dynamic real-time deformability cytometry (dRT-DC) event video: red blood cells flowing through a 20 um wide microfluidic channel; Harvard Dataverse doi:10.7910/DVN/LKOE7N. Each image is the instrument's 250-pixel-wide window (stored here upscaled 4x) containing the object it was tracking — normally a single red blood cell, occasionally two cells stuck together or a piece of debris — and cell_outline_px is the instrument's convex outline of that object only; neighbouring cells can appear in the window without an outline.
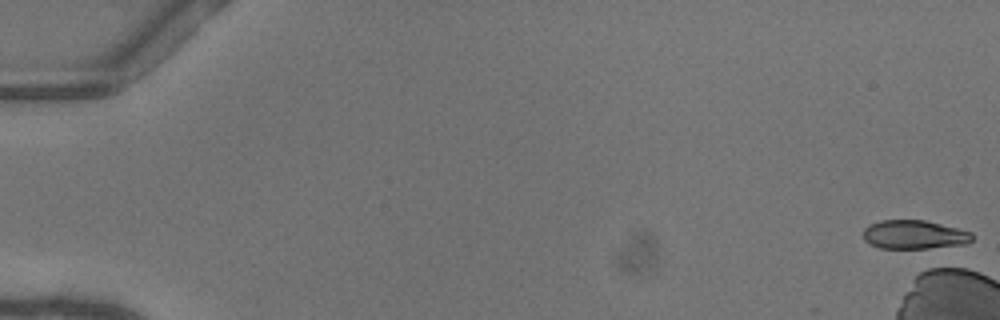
{"species": "common noctule bat (a hibernating species)", "species_latin": "Nyctalus noctula", "temperature_condition": "warm", "stored_images_in_passage": 2, "camera_frame_rate_fps": 3000, "um_per_image_px": 0.085, "animal": {"sex": "female"}, "frame": {"image": 1, "passage_image": 1, "time_ms": 0.0, "image_size_px": [1000, 320], "cell_outline_px": [[972, 240], [968, 244], [928, 248], [880, 248], [868, 244], [864, 240], [864, 228], [868, 224], [880, 220], [924, 220], [972, 232]], "centroid_in_image_um": [77.68, 19.94], "position_along_channel_um": 7.3, "area_um2": 18.32}}